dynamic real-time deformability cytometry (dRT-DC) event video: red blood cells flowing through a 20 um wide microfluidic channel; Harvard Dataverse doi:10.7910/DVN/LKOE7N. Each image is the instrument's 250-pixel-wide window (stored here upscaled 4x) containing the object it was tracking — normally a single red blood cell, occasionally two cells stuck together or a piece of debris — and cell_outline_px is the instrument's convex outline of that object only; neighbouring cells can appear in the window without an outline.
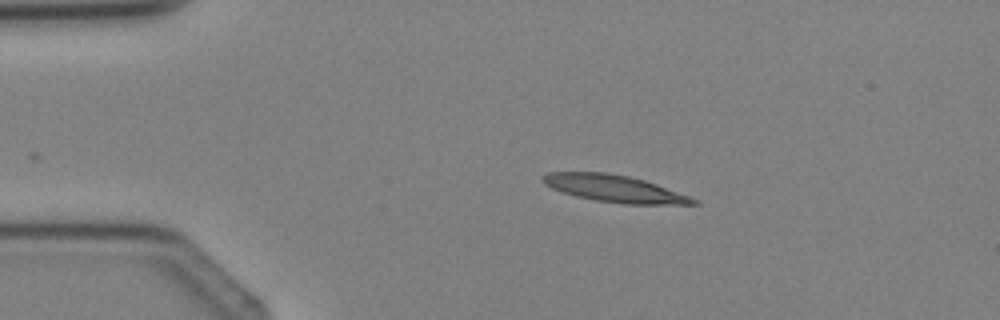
{"species": "Egyptian fruit bat (a non-hibernating species)", "species_latin": "Rousettus aegyptiacus", "temperature_condition": "cold", "stored_images_in_passage": 4, "camera_frame_rate_fps": 3000, "um_per_image_px": 0.085, "animal": {"sex": "female"}, "frame": {"image": 1, "passage_image": 2, "time_ms": 2.0, "image_size_px": [1000, 320], "cell_outline_px": [[700, 204], [624, 204], [596, 200], [576, 196], [552, 188], [544, 184], [540, 180], [540, 176], [548, 172], [604, 172], [628, 176], [644, 180], [656, 184], [688, 196], [696, 200]], "centroid_in_image_um": [52.16, 16.02], "position_along_channel_um": 32.8, "area_um2": 23.41}}
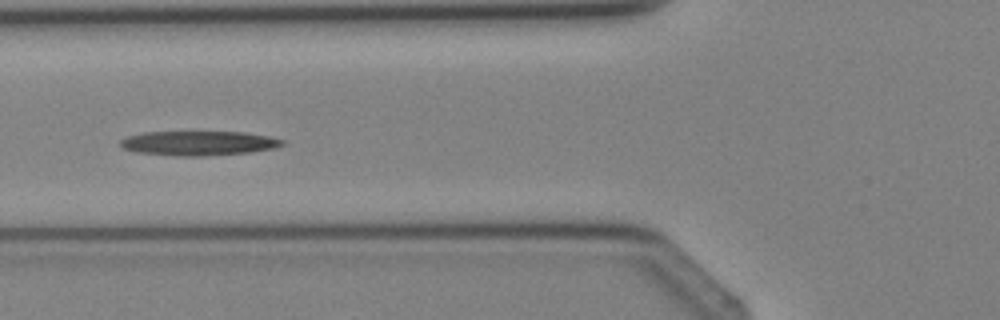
{"frame": {"image": 2, "passage_image": 4, "time_ms": 4.333, "image_size_px": [1000, 320], "cell_outline_px": [[284, 144], [272, 148], [252, 152], [204, 156], [176, 156], [136, 152], [124, 148], [120, 144], [120, 140], [128, 136], [144, 132], [244, 132], [268, 136], [284, 140]], "centroid_in_image_um": [16.87, 12.17], "position_along_channel_um": 108.9, "area_um2": 23.0}}